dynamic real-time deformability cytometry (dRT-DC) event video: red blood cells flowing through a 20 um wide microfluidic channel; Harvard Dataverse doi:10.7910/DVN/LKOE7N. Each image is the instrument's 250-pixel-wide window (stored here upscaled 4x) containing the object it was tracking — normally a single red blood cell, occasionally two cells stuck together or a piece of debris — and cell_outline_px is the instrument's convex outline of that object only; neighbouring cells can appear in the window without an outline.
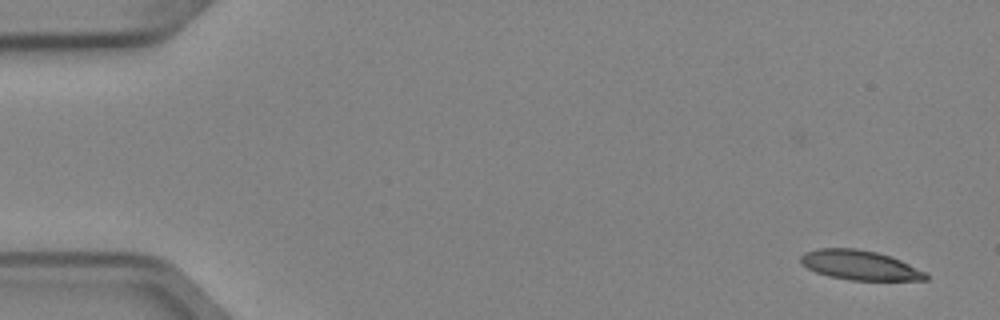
{"species": "Egyptian fruit bat (a non-hibernating species)", "species_latin": "Rousettus aegyptiacus", "temperature_condition": "cold", "stored_images_in_passage": 4, "camera_frame_rate_fps": 3000, "um_per_image_px": 0.085, "animal": {"sex": "female"}, "frame": {"image": 1, "passage_image": 1, "time_ms": 0.0, "image_size_px": [1000, 320], "cell_outline_px": [[928, 280], [852, 280], [832, 276], [816, 272], [808, 268], [800, 260], [800, 256], [804, 252], [820, 248], [856, 248], [876, 252], [900, 260], [924, 272], [928, 276]], "centroid_in_image_um": [73.07, 22.53], "position_along_channel_um": 11.9, "area_um2": 21.15}}
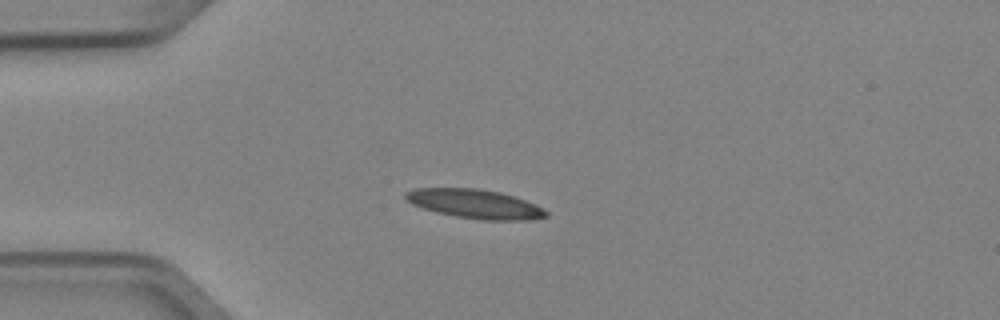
{"frame": {"image": 2, "passage_image": 4, "time_ms": 1.0, "image_size_px": [1000, 320], "cell_outline_px": [[548, 216], [528, 220], [484, 220], [456, 216], [436, 212], [412, 204], [404, 196], [404, 192], [416, 188], [476, 188], [500, 192], [536, 204], [544, 208], [548, 212]], "centroid_in_image_um": [40.38, 17.33], "position_along_channel_um": 44.6, "area_um2": 23.7}}